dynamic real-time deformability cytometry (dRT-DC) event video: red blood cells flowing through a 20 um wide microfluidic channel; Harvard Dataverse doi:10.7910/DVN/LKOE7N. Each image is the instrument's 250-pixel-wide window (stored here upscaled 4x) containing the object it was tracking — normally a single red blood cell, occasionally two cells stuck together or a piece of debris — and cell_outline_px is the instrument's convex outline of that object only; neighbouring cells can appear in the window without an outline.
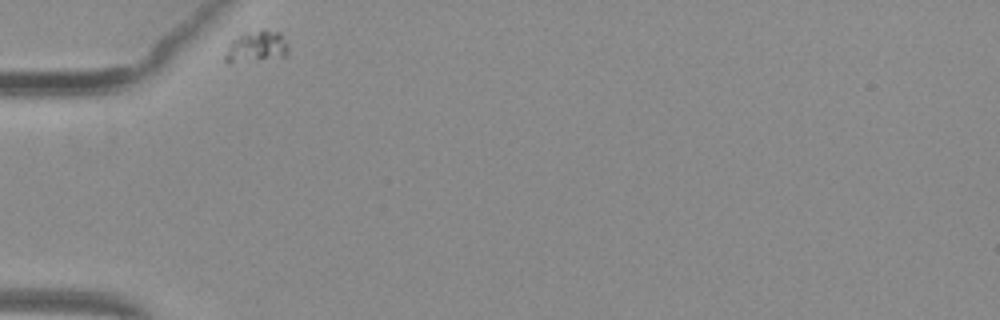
{"species": "common noctule bat (a hibernating species)", "species_latin": "Nyctalus noctula", "temperature_condition": "warm", "stored_images_in_passage": 37, "camera_frame_rate_fps": 3000, "um_per_image_px": 0.085, "animal": {"sex": "female", "body_mass_g": 29.2, "forearm_length_mm": 56.3}, "frame": {"image": 1, "passage_image": 1, "time_ms": 0.0, "image_size_px": [1000, 320], "cell_outline_px": [[288, 56], [228, 64], [224, 60], [224, 56], [232, 40], [244, 32], [264, 28], [280, 32], [288, 44]], "centroid_in_image_um": [21.82, 3.96], "position_along_channel_um": 63.2, "area_um2": 11.91}}
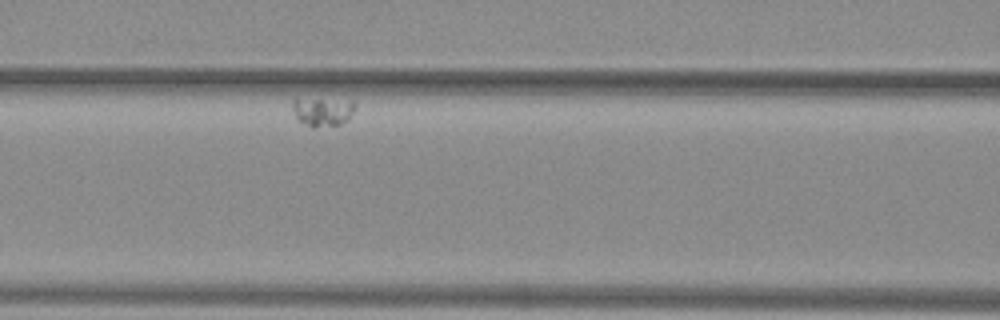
{"frame": {"image": 2, "passage_image": 11, "time_ms": 3.333, "image_size_px": [1000, 320], "cell_outline_px": [[356, 108], [348, 120], [340, 124], [312, 128], [296, 120], [292, 108], [292, 100], [296, 96], [352, 100], [356, 104]], "centroid_in_image_um": [27.38, 9.43], "position_along_channel_um": 139.2, "area_um2": 11.33}}
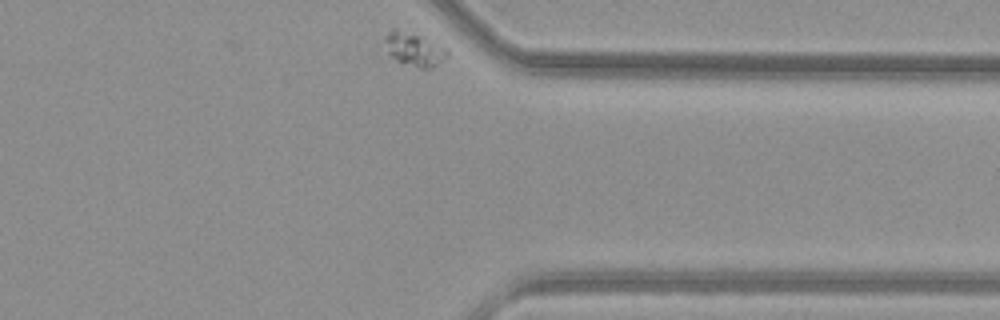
{"frame": {"image": 3, "passage_image": 37, "time_ms": 12.0, "image_size_px": [1000, 320], "cell_outline_px": [[448, 56], [432, 68], [420, 68], [396, 60], [388, 52], [384, 40], [384, 36], [392, 28], [396, 28], [448, 48]], "centroid_in_image_um": [35.2, 4.19], "position_along_channel_um": 376.2, "area_um2": 11.79}}